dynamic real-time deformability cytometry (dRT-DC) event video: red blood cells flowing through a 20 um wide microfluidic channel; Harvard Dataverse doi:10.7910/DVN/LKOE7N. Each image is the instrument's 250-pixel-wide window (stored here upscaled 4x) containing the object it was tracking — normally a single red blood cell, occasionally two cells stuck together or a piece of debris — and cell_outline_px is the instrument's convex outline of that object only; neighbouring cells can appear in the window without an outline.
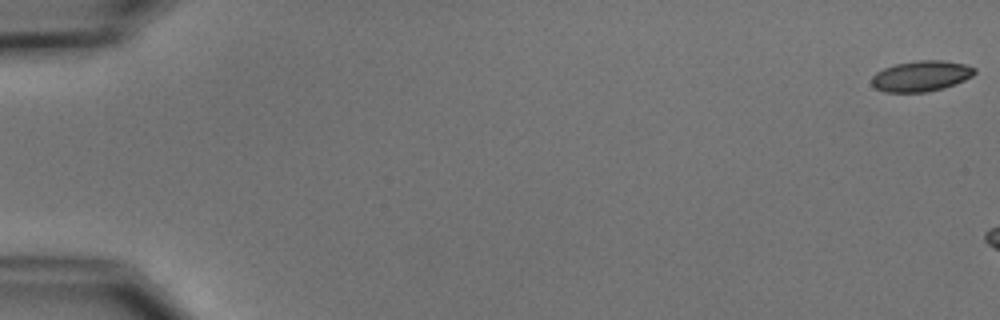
{"species": "common noctule bat (a hibernating species)", "species_latin": "Nyctalus noctula", "temperature_condition": "cold", "stored_images_in_passage": 9, "camera_frame_rate_fps": 3000, "um_per_image_px": 0.085, "animal": {"sex": "male", "body_mass_g": 15.6}, "frame": {"image": 1, "passage_image": 1, "time_ms": 0.0, "image_size_px": [1000, 320], "cell_outline_px": [[976, 72], [972, 76], [956, 84], [944, 88], [928, 92], [884, 92], [876, 88], [872, 84], [872, 76], [876, 72], [884, 68], [896, 64], [916, 60], [944, 60], [964, 64], [976, 68]], "centroid_in_image_um": [78.31, 6.46], "position_along_channel_um": 6.7, "area_um2": 18.5}}